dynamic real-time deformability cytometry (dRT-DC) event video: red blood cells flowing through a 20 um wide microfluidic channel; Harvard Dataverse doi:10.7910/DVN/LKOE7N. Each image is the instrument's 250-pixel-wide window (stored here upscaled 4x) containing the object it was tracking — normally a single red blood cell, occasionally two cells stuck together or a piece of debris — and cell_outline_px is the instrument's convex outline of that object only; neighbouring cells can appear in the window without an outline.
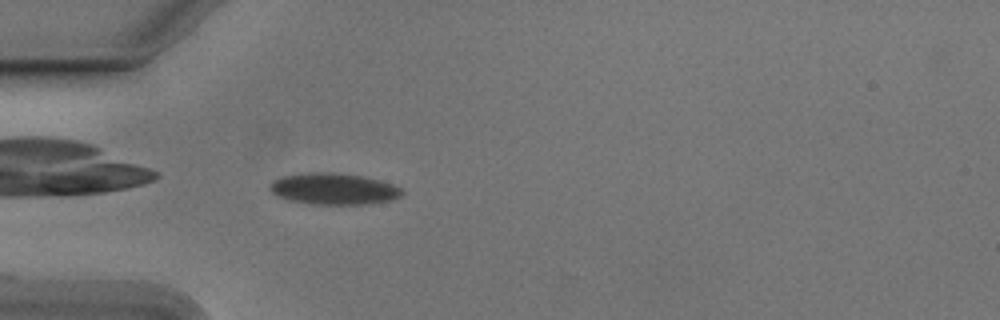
{"species": "Egyptian fruit bat (a non-hibernating species)", "species_latin": "Rousettus aegyptiacus", "temperature_condition": "cold", "stored_images_in_passage": 39, "camera_frame_rate_fps": 3000, "um_per_image_px": 0.085, "animal": {"sex": "male"}, "frame": {"image": 1, "passage_image": 1, "time_ms": 0.0, "image_size_px": [1000, 320], "cell_outline_px": [[404, 192], [400, 196], [392, 200], [368, 204], [308, 204], [288, 200], [276, 196], [268, 188], [268, 184], [272, 180], [284, 176], [308, 172], [332, 172], [360, 176], [380, 180], [392, 184], [400, 188]], "centroid_in_image_um": [28.32, 16.06], "position_along_channel_um": 56.7, "area_um2": 24.33}}
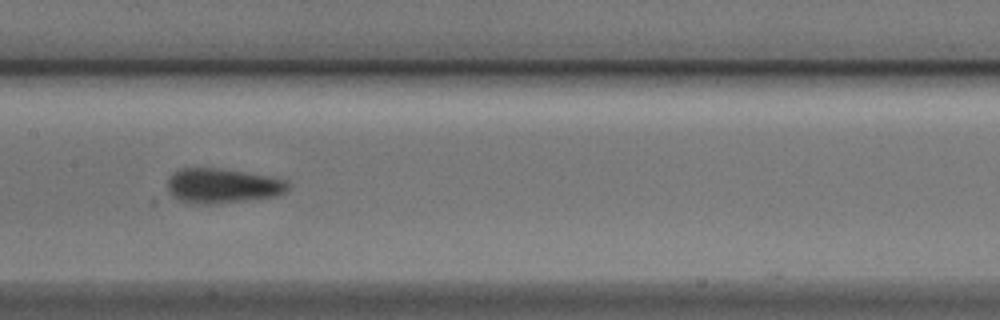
{"frame": {"image": 2, "passage_image": 12, "time_ms": 3.667, "image_size_px": [1000, 320], "cell_outline_px": [[288, 188], [284, 192], [276, 196], [248, 200], [216, 204], [188, 204], [176, 200], [168, 192], [168, 180], [180, 168], [220, 168], [268, 176], [284, 180], [288, 184]], "centroid_in_image_um": [18.86, 15.81], "position_along_channel_um": 188.5, "area_um2": 24.45}}
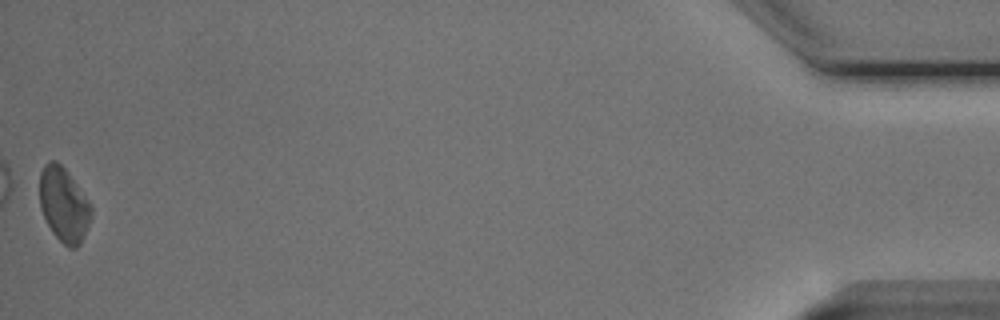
{"frame": {"image": 3, "passage_image": 39, "time_ms": 12.667, "image_size_px": [1000, 320], "cell_outline_px": [[92, 216], [84, 236], [80, 244], [76, 248], [68, 248], [52, 232], [40, 208], [40, 172], [44, 164], [52, 160], [56, 160], [68, 172], [88, 200], [92, 208]], "centroid_in_image_um": [5.43, 17.4], "position_along_channel_um": 429.8, "area_um2": 22.25}, "authors_computed_cell_mechanics": {"area_um2": 23.2356, "velocity_mm_per_s": 3.7564, "shape_relaxation_time_tau1_ms": 2.6531, "shape_relaxation_time_tau2_ms": 1.9052, "deformation_change_tau1": 0.0697, "deformation_change_tau2": 0.0724}}